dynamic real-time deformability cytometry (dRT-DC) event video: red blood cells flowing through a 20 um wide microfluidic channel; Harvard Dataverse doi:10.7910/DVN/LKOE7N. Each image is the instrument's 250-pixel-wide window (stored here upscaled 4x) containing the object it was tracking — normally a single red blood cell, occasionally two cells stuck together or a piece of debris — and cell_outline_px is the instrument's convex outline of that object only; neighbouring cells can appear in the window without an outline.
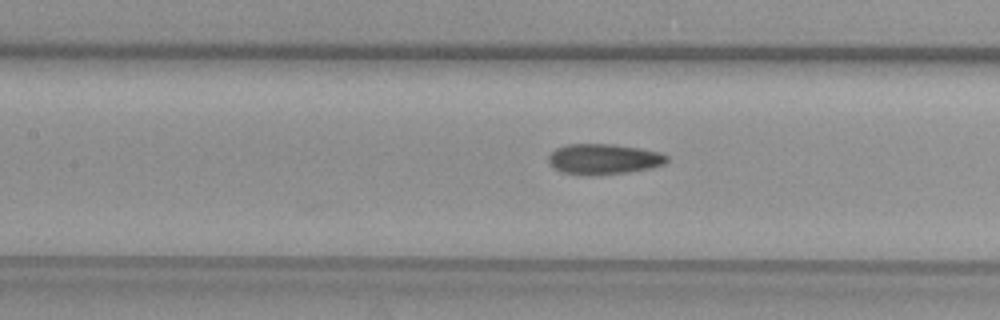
{"species": "common noctule bat (a hibernating species)", "species_latin": "Nyctalus noctula", "temperature_condition": "warm", "stored_images_in_passage": 8, "camera_frame_rate_fps": 3000, "um_per_image_px": 0.085, "animal": {"sex": "female", "body_mass_g": 29.2, "forearm_length_mm": 56.3}, "frame": {"image": 1, "passage_image": 8, "time_ms": 2.333, "image_size_px": [1000, 320], "cell_outline_px": [[668, 160], [664, 164], [648, 168], [628, 172], [592, 176], [560, 172], [552, 168], [548, 164], [548, 156], [556, 148], [564, 144], [616, 144], [640, 148], [660, 152], [668, 156]], "centroid_in_image_um": [51.26, 13.52], "position_along_channel_um": 156.1, "area_um2": 21.33}}